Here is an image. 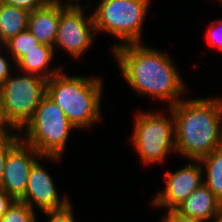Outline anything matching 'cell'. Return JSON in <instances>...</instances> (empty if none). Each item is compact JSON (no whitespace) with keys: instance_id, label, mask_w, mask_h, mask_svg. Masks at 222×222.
<instances>
[{"instance_id":"cell-21","label":"cell","mask_w":222,"mask_h":222,"mask_svg":"<svg viewBox=\"0 0 222 222\" xmlns=\"http://www.w3.org/2000/svg\"><path fill=\"white\" fill-rule=\"evenodd\" d=\"M0 2L32 12L36 9L44 7L49 0H0Z\"/></svg>"},{"instance_id":"cell-2","label":"cell","mask_w":222,"mask_h":222,"mask_svg":"<svg viewBox=\"0 0 222 222\" xmlns=\"http://www.w3.org/2000/svg\"><path fill=\"white\" fill-rule=\"evenodd\" d=\"M175 122L176 152L200 160L222 146V117L218 98L180 100L167 108Z\"/></svg>"},{"instance_id":"cell-25","label":"cell","mask_w":222,"mask_h":222,"mask_svg":"<svg viewBox=\"0 0 222 222\" xmlns=\"http://www.w3.org/2000/svg\"><path fill=\"white\" fill-rule=\"evenodd\" d=\"M11 129L13 131H16V129L7 121L6 116L4 114L3 99H2V93L0 90V134L11 133L12 132Z\"/></svg>"},{"instance_id":"cell-17","label":"cell","mask_w":222,"mask_h":222,"mask_svg":"<svg viewBox=\"0 0 222 222\" xmlns=\"http://www.w3.org/2000/svg\"><path fill=\"white\" fill-rule=\"evenodd\" d=\"M41 43L27 29L7 41V52L11 55L13 62H16L28 51L36 49Z\"/></svg>"},{"instance_id":"cell-1","label":"cell","mask_w":222,"mask_h":222,"mask_svg":"<svg viewBox=\"0 0 222 222\" xmlns=\"http://www.w3.org/2000/svg\"><path fill=\"white\" fill-rule=\"evenodd\" d=\"M112 52L122 77L136 93L161 99L169 108L183 100L187 86L167 53L143 43L120 45Z\"/></svg>"},{"instance_id":"cell-10","label":"cell","mask_w":222,"mask_h":222,"mask_svg":"<svg viewBox=\"0 0 222 222\" xmlns=\"http://www.w3.org/2000/svg\"><path fill=\"white\" fill-rule=\"evenodd\" d=\"M39 158L42 156L22 140L8 152L0 187L14 200L24 196L31 168Z\"/></svg>"},{"instance_id":"cell-29","label":"cell","mask_w":222,"mask_h":222,"mask_svg":"<svg viewBox=\"0 0 222 222\" xmlns=\"http://www.w3.org/2000/svg\"><path fill=\"white\" fill-rule=\"evenodd\" d=\"M49 1H58V2H61V3H62V1H61V0H49Z\"/></svg>"},{"instance_id":"cell-14","label":"cell","mask_w":222,"mask_h":222,"mask_svg":"<svg viewBox=\"0 0 222 222\" xmlns=\"http://www.w3.org/2000/svg\"><path fill=\"white\" fill-rule=\"evenodd\" d=\"M55 51L52 46L46 44H40L36 49L28 51L25 55L21 56L15 64L19 68L20 72L35 74L48 80L52 76L60 73L64 66L58 68H49ZM48 69V70H47Z\"/></svg>"},{"instance_id":"cell-26","label":"cell","mask_w":222,"mask_h":222,"mask_svg":"<svg viewBox=\"0 0 222 222\" xmlns=\"http://www.w3.org/2000/svg\"><path fill=\"white\" fill-rule=\"evenodd\" d=\"M15 200L0 187V218L7 212Z\"/></svg>"},{"instance_id":"cell-30","label":"cell","mask_w":222,"mask_h":222,"mask_svg":"<svg viewBox=\"0 0 222 222\" xmlns=\"http://www.w3.org/2000/svg\"><path fill=\"white\" fill-rule=\"evenodd\" d=\"M211 222H213V221H211ZM215 222H222V219H220V220H217V221H215Z\"/></svg>"},{"instance_id":"cell-9","label":"cell","mask_w":222,"mask_h":222,"mask_svg":"<svg viewBox=\"0 0 222 222\" xmlns=\"http://www.w3.org/2000/svg\"><path fill=\"white\" fill-rule=\"evenodd\" d=\"M195 162V164H194ZM199 163V164H198ZM199 160H191L184 167L174 172H166V186L160 191L152 204L157 207H165L167 211L176 209L186 198L203 184V169Z\"/></svg>"},{"instance_id":"cell-8","label":"cell","mask_w":222,"mask_h":222,"mask_svg":"<svg viewBox=\"0 0 222 222\" xmlns=\"http://www.w3.org/2000/svg\"><path fill=\"white\" fill-rule=\"evenodd\" d=\"M84 11L80 3L66 5L60 11L54 51L59 47L66 50L73 58H78L91 48L95 37L94 20L92 13L86 16Z\"/></svg>"},{"instance_id":"cell-15","label":"cell","mask_w":222,"mask_h":222,"mask_svg":"<svg viewBox=\"0 0 222 222\" xmlns=\"http://www.w3.org/2000/svg\"><path fill=\"white\" fill-rule=\"evenodd\" d=\"M30 12L0 2V36L6 42L27 30Z\"/></svg>"},{"instance_id":"cell-3","label":"cell","mask_w":222,"mask_h":222,"mask_svg":"<svg viewBox=\"0 0 222 222\" xmlns=\"http://www.w3.org/2000/svg\"><path fill=\"white\" fill-rule=\"evenodd\" d=\"M102 80L98 77L69 76L63 70L46 83V95L64 112L75 128H89L100 121Z\"/></svg>"},{"instance_id":"cell-27","label":"cell","mask_w":222,"mask_h":222,"mask_svg":"<svg viewBox=\"0 0 222 222\" xmlns=\"http://www.w3.org/2000/svg\"><path fill=\"white\" fill-rule=\"evenodd\" d=\"M5 47V49H7V42L5 40H3L0 36V49L3 48V46ZM1 51V50H0ZM1 54V53H0Z\"/></svg>"},{"instance_id":"cell-19","label":"cell","mask_w":222,"mask_h":222,"mask_svg":"<svg viewBox=\"0 0 222 222\" xmlns=\"http://www.w3.org/2000/svg\"><path fill=\"white\" fill-rule=\"evenodd\" d=\"M20 140L21 137L18 134H0V184L3 178L4 165L7 154Z\"/></svg>"},{"instance_id":"cell-18","label":"cell","mask_w":222,"mask_h":222,"mask_svg":"<svg viewBox=\"0 0 222 222\" xmlns=\"http://www.w3.org/2000/svg\"><path fill=\"white\" fill-rule=\"evenodd\" d=\"M0 222H37L35 211L26 203L15 200Z\"/></svg>"},{"instance_id":"cell-20","label":"cell","mask_w":222,"mask_h":222,"mask_svg":"<svg viewBox=\"0 0 222 222\" xmlns=\"http://www.w3.org/2000/svg\"><path fill=\"white\" fill-rule=\"evenodd\" d=\"M72 208L71 203L68 202L61 208L44 211L43 213L49 218L48 222H76Z\"/></svg>"},{"instance_id":"cell-7","label":"cell","mask_w":222,"mask_h":222,"mask_svg":"<svg viewBox=\"0 0 222 222\" xmlns=\"http://www.w3.org/2000/svg\"><path fill=\"white\" fill-rule=\"evenodd\" d=\"M22 74L24 75H10L0 87L6 119L18 132L33 117L41 99L46 95L47 83L41 76Z\"/></svg>"},{"instance_id":"cell-12","label":"cell","mask_w":222,"mask_h":222,"mask_svg":"<svg viewBox=\"0 0 222 222\" xmlns=\"http://www.w3.org/2000/svg\"><path fill=\"white\" fill-rule=\"evenodd\" d=\"M66 5L58 1H49L44 7L36 9L29 14L28 30L41 43L49 46L54 45L60 20V11Z\"/></svg>"},{"instance_id":"cell-22","label":"cell","mask_w":222,"mask_h":222,"mask_svg":"<svg viewBox=\"0 0 222 222\" xmlns=\"http://www.w3.org/2000/svg\"><path fill=\"white\" fill-rule=\"evenodd\" d=\"M222 2V0H220ZM207 32V41L210 45L222 50V20L212 22Z\"/></svg>"},{"instance_id":"cell-4","label":"cell","mask_w":222,"mask_h":222,"mask_svg":"<svg viewBox=\"0 0 222 222\" xmlns=\"http://www.w3.org/2000/svg\"><path fill=\"white\" fill-rule=\"evenodd\" d=\"M73 129L76 128L70 123L63 110L45 95L33 117L19 133L21 140L32 146L42 157L59 161L69 133Z\"/></svg>"},{"instance_id":"cell-13","label":"cell","mask_w":222,"mask_h":222,"mask_svg":"<svg viewBox=\"0 0 222 222\" xmlns=\"http://www.w3.org/2000/svg\"><path fill=\"white\" fill-rule=\"evenodd\" d=\"M176 210L193 218L213 222L222 219V202L216 195L203 183Z\"/></svg>"},{"instance_id":"cell-28","label":"cell","mask_w":222,"mask_h":222,"mask_svg":"<svg viewBox=\"0 0 222 222\" xmlns=\"http://www.w3.org/2000/svg\"><path fill=\"white\" fill-rule=\"evenodd\" d=\"M219 102H220V106H222V98H218Z\"/></svg>"},{"instance_id":"cell-23","label":"cell","mask_w":222,"mask_h":222,"mask_svg":"<svg viewBox=\"0 0 222 222\" xmlns=\"http://www.w3.org/2000/svg\"><path fill=\"white\" fill-rule=\"evenodd\" d=\"M161 220L163 222H206L199 218L185 216L179 213L176 209L168 211L165 215H163Z\"/></svg>"},{"instance_id":"cell-5","label":"cell","mask_w":222,"mask_h":222,"mask_svg":"<svg viewBox=\"0 0 222 222\" xmlns=\"http://www.w3.org/2000/svg\"><path fill=\"white\" fill-rule=\"evenodd\" d=\"M151 0H101L92 13L95 35L109 33L122 40L112 50L128 43H142V27Z\"/></svg>"},{"instance_id":"cell-11","label":"cell","mask_w":222,"mask_h":222,"mask_svg":"<svg viewBox=\"0 0 222 222\" xmlns=\"http://www.w3.org/2000/svg\"><path fill=\"white\" fill-rule=\"evenodd\" d=\"M61 198L50 174L36 161L31 168L26 192L19 201L28 204L33 210L36 205L44 212L61 208L70 202L67 196Z\"/></svg>"},{"instance_id":"cell-16","label":"cell","mask_w":222,"mask_h":222,"mask_svg":"<svg viewBox=\"0 0 222 222\" xmlns=\"http://www.w3.org/2000/svg\"><path fill=\"white\" fill-rule=\"evenodd\" d=\"M199 161L205 170L204 175L206 173L203 183L222 202V146Z\"/></svg>"},{"instance_id":"cell-6","label":"cell","mask_w":222,"mask_h":222,"mask_svg":"<svg viewBox=\"0 0 222 222\" xmlns=\"http://www.w3.org/2000/svg\"><path fill=\"white\" fill-rule=\"evenodd\" d=\"M161 112H138L134 119L131 141L143 163L152 165L165 161L175 149V122Z\"/></svg>"},{"instance_id":"cell-24","label":"cell","mask_w":222,"mask_h":222,"mask_svg":"<svg viewBox=\"0 0 222 222\" xmlns=\"http://www.w3.org/2000/svg\"><path fill=\"white\" fill-rule=\"evenodd\" d=\"M10 63L11 62L6 59V56L4 57V54H0V87L5 83L10 74H12Z\"/></svg>"}]
</instances>
